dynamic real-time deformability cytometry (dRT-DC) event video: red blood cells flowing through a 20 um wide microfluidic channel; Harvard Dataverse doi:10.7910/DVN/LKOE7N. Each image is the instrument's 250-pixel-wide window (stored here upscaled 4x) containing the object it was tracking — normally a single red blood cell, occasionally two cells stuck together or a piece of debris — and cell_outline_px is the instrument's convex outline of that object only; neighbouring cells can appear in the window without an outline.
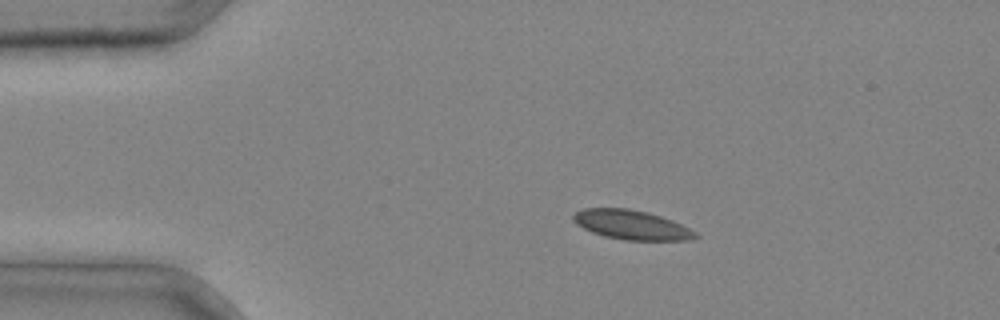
{"species": "common noctule bat (a hibernating species)", "species_latin": "Nyctalus noctula", "temperature_condition": "cold", "stored_images_in_passage": 37, "camera_frame_rate_fps": 3000, "um_per_image_px": 0.085, "animal": {"sex": "male", "body_mass_g": 20.4}, "frame": {"image": 1, "passage_image": 7, "time_ms": 2.0, "image_size_px": [1000, 320], "cell_outline_px": [[700, 236], [692, 240], [624, 240], [604, 236], [592, 232], [576, 224], [572, 220], [572, 216], [576, 212], [584, 208], [628, 208], [648, 212], [672, 220], [696, 232]], "centroid_in_image_um": [53.67, 19.11], "position_along_channel_um": 31.3, "area_um2": 20.92}}
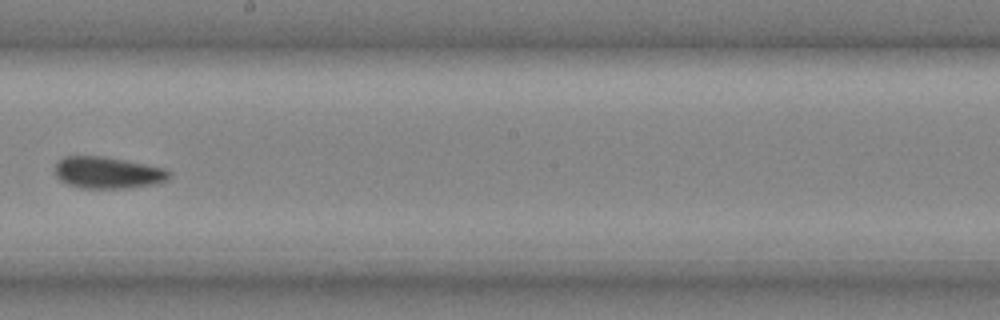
{"frame": {"image": 2, "passage_image": 22, "time_ms": 7.0, "image_size_px": [1000, 320], "cell_outline_px": [[172, 172], [168, 180], [152, 184], [132, 188], [80, 188], [68, 184], [60, 180], [56, 176], [56, 164], [64, 156], [104, 156], [164, 168]], "centroid_in_image_um": [9.17, 14.68], "position_along_channel_um": 239.0, "area_um2": 21.04}}
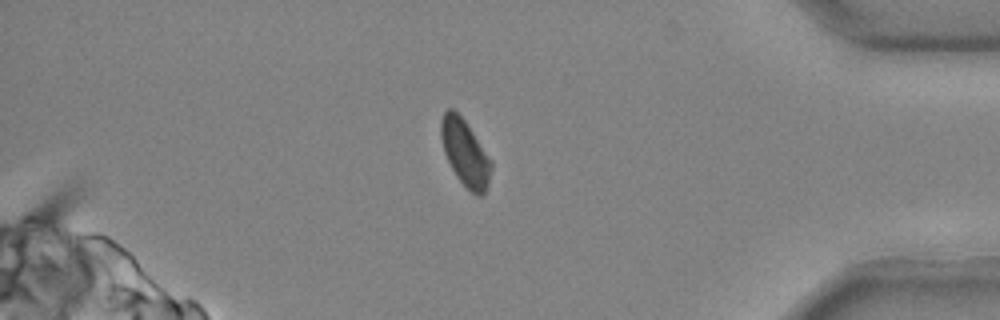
{"frame": {"image": 3, "passage_image": 33, "time_ms": 10.667, "image_size_px": [1000, 320], "cell_outline_px": [[492, 168], [488, 184], [484, 192], [480, 196], [476, 196], [456, 176], [444, 152], [440, 136], [440, 120], [444, 112], [448, 108], [452, 108], [464, 120], [492, 160]], "centroid_in_image_um": [39.53, 12.98], "position_along_channel_um": 395.7, "area_um2": 19.19}}